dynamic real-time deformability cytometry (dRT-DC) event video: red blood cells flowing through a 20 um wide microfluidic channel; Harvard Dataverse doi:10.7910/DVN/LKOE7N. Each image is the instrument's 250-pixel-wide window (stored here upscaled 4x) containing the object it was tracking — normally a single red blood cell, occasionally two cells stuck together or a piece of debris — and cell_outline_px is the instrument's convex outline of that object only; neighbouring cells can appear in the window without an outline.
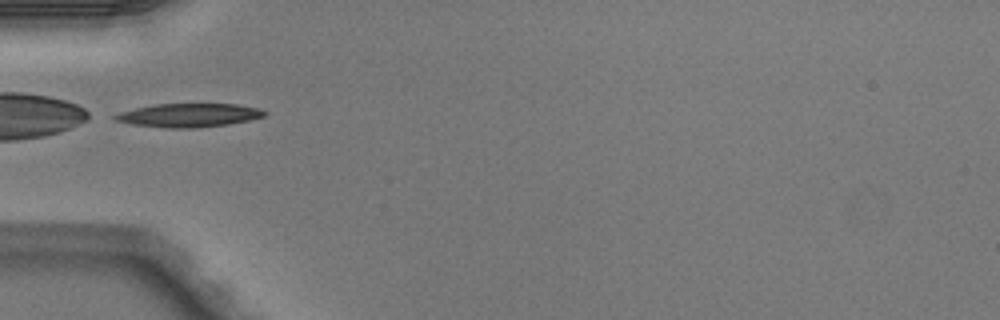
{"species": "Egyptian fruit bat (a non-hibernating species)", "species_latin": "Rousettus aegyptiacus", "temperature_condition": "warm", "stored_images_in_passage": 2, "camera_frame_rate_fps": 3000, "um_per_image_px": 0.085, "animal": {"sex": "male"}, "frame": {"image": 1, "passage_image": 2, "time_ms": 0.333, "image_size_px": [1000, 320], "cell_outline_px": [[268, 112], [264, 116], [248, 120], [228, 124], [196, 128], [164, 128], [132, 124], [116, 120], [112, 116], [120, 112], [136, 108], [156, 104], [236, 104], [260, 108]], "centroid_in_image_um": [16.07, 9.79], "position_along_channel_um": 68.9, "area_um2": 20.46}}